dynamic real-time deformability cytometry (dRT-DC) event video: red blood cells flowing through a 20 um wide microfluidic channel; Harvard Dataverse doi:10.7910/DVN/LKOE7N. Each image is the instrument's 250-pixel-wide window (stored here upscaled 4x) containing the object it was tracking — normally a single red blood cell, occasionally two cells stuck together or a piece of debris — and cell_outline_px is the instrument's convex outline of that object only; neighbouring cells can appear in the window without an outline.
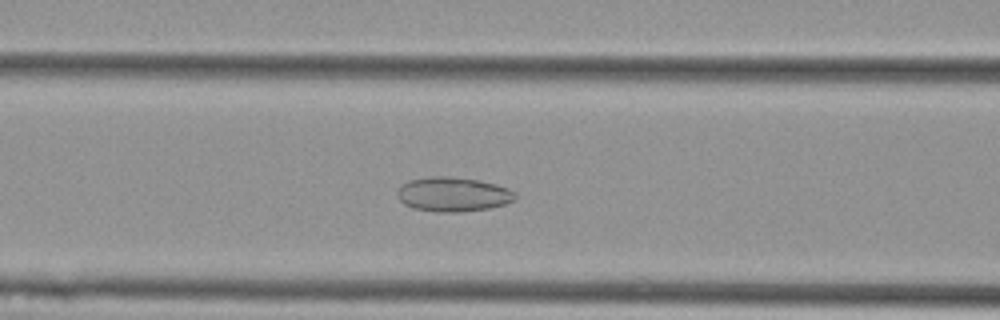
{"species": "Egyptian fruit bat (a non-hibernating species)", "species_latin": "Rousettus aegyptiacus", "temperature_condition": "cold", "stored_images_in_passage": 53, "camera_frame_rate_fps": 3000, "um_per_image_px": 0.085, "animal": {"sex": "female"}, "frame": {"image": 1, "passage_image": 20, "time_ms": 6.333, "image_size_px": [1000, 320], "cell_outline_px": [[516, 196], [512, 200], [504, 204], [488, 208], [460, 212], [436, 212], [412, 208], [404, 204], [400, 200], [396, 192], [408, 180], [428, 176], [448, 176], [480, 180], [508, 188], [516, 192]], "centroid_in_image_um": [38.48, 16.51], "position_along_channel_um": 128.1, "area_um2": 23.64}}
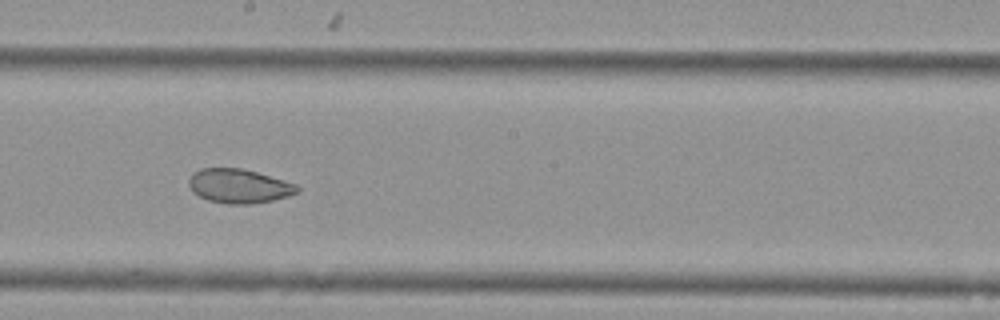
{"frame": {"image": 2, "passage_image": 28, "time_ms": 9.0, "image_size_px": [1000, 320], "cell_outline_px": [[300, 192], [288, 196], [272, 200], [252, 204], [228, 204], [208, 200], [192, 192], [188, 184], [188, 180], [192, 172], [200, 168], [240, 168], [256, 172], [296, 184], [300, 188]], "centroid_in_image_um": [20.29, 15.81], "position_along_channel_um": 227.9, "area_um2": 21.62}}
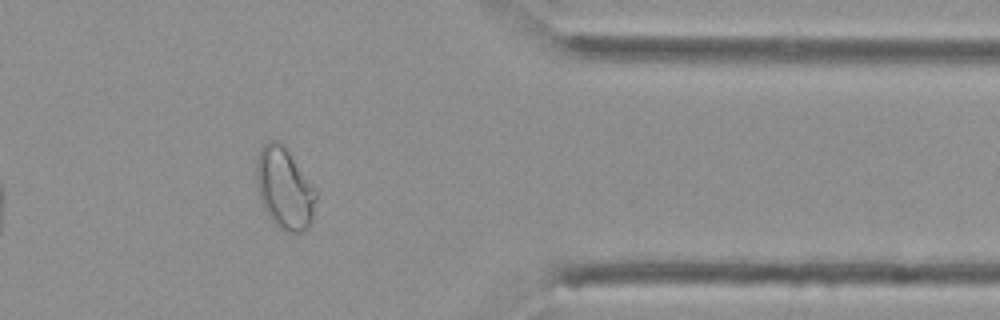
{"frame": {"image": 3, "passage_image": 42, "time_ms": 13.667, "image_size_px": [1000, 320], "cell_outline_px": [[316, 200], [312, 220], [308, 228], [304, 232], [288, 232], [280, 228], [268, 216], [264, 208], [256, 184], [256, 156], [260, 148], [268, 140], [280, 140], [284, 144], [316, 188]], "centroid_in_image_um": [24.18, 15.97], "position_along_channel_um": 387.2, "area_um2": 28.67}, "authors_computed_cell_mechanics": {"area_um2": 27.6284, "velocity_mm_per_s": 3.7642, "shape_relaxation_time_tau1_ms": null, "shape_relaxation_time_tau2_ms": 2.2303, "deformation_change_tau1": null, "deformation_change_tau2": 0.0695}}